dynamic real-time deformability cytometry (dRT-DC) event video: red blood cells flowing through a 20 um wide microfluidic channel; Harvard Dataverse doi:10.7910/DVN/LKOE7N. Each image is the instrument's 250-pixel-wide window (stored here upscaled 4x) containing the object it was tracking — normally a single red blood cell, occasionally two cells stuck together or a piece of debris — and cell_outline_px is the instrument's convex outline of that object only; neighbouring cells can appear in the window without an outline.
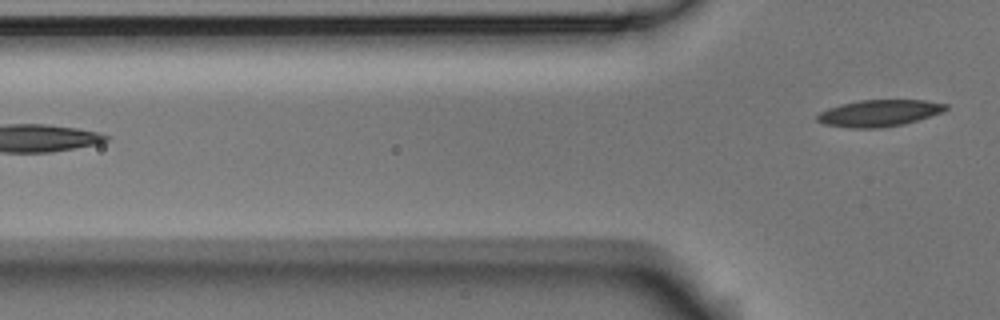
{"species": "Egyptian fruit bat (a non-hibernating species)", "species_latin": "Rousettus aegyptiacus", "temperature_condition": "room temperature", "stored_images_in_passage": 2, "camera_frame_rate_fps": 3000, "um_per_image_px": 0.085, "animal": {"sex": "male"}, "frame": {"image": 1, "passage_image": 2, "time_ms": 0.333, "image_size_px": [1000, 320], "cell_outline_px": [[948, 108], [944, 112], [904, 124], [880, 128], [848, 128], [824, 124], [816, 120], [816, 116], [820, 112], [828, 108], [840, 104], [860, 100], [924, 100], [948, 104]], "centroid_in_image_um": [74.73, 9.62], "position_along_channel_um": 51.1, "area_um2": 20.11}}